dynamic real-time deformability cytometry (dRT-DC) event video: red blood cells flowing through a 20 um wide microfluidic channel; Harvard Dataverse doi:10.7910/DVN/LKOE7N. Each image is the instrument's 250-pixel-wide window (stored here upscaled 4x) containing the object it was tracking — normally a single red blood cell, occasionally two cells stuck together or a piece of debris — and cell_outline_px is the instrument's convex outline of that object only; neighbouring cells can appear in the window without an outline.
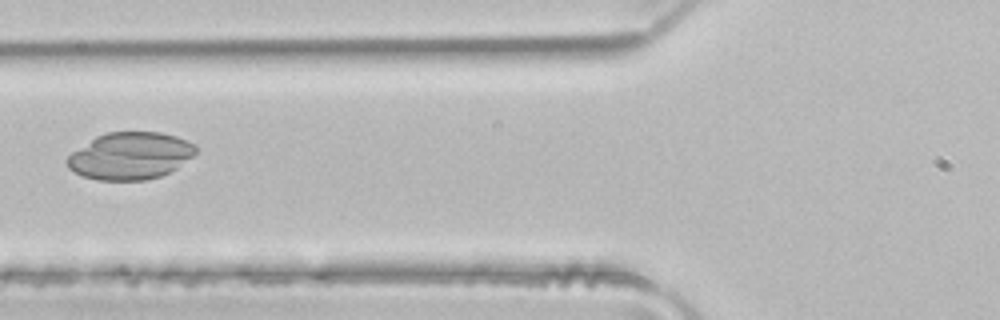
{"species": "common noctule bat (a hibernating species)", "species_latin": "Nyctalus noctula", "temperature_condition": "room temperature", "stored_images_in_passage": 4, "camera_frame_rate_fps": 3000, "um_per_image_px": 0.085, "animal": {"sex": "male", "body_mass_g": 21.5, "forearm_length_mm": 52.0}, "frame": {"image": 1, "passage_image": 4, "time_ms": 1.0, "image_size_px": [1000, 320], "cell_outline_px": [[196, 152], [192, 156], [176, 168], [160, 176], [144, 180], [96, 180], [84, 176], [68, 168], [64, 160], [72, 152], [96, 136], [104, 132], [160, 132], [176, 136], [192, 144], [196, 148]], "centroid_in_image_um": [11.02, 13.24], "position_along_channel_um": 114.8, "area_um2": 35.08}}